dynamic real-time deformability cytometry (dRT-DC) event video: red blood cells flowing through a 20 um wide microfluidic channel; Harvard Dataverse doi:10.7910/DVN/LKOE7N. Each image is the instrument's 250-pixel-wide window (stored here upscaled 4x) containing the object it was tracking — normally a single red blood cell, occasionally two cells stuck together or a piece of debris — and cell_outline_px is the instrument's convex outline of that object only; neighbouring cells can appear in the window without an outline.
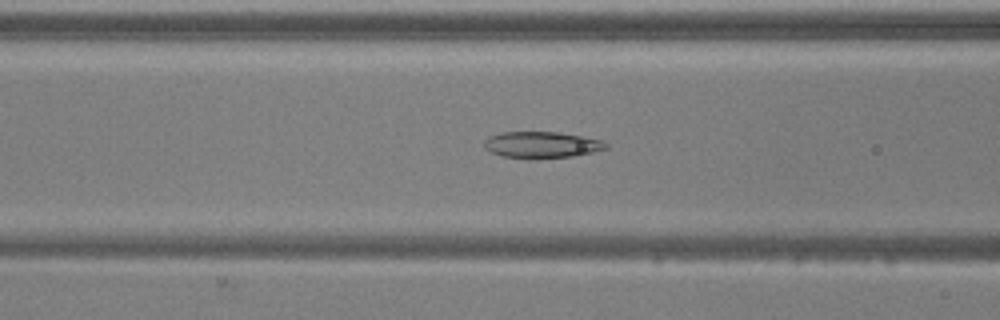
{"species": "common noctule bat (a hibernating species)", "species_latin": "Nyctalus noctula", "temperature_condition": "warm", "stored_images_in_passage": 34, "camera_frame_rate_fps": 3000, "um_per_image_px": 0.085, "animal": {"sex": "male", "body_mass_g": 20.5, "forearm_length_mm": 52.5}, "frame": {"image": 1, "passage_image": 7, "time_ms": 2.0, "image_size_px": [1000, 320], "cell_outline_px": [[608, 148], [592, 152], [572, 156], [504, 156], [492, 152], [484, 148], [484, 140], [488, 136], [500, 132], [556, 132], [584, 136], [600, 140], [608, 144]], "centroid_in_image_um": [46.04, 12.26], "position_along_channel_um": 120.6, "area_um2": 17.98}}
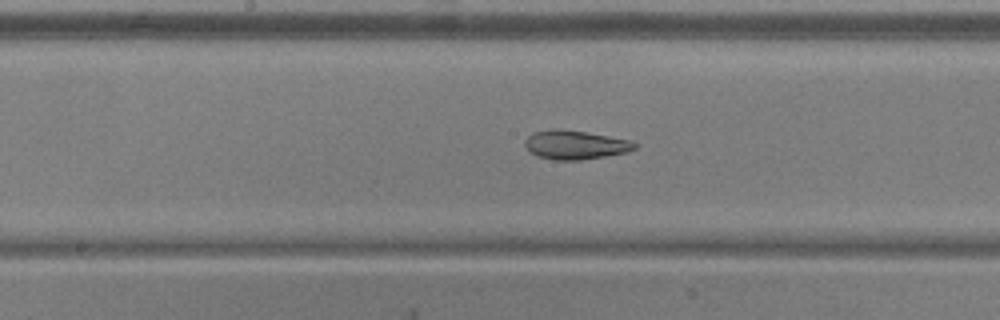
{"frame": {"image": 2, "passage_image": 13, "time_ms": 4.0, "image_size_px": [1000, 320], "cell_outline_px": [[640, 144], [636, 148], [628, 152], [580, 160], [556, 160], [536, 156], [524, 144], [524, 140], [532, 132], [552, 128], [556, 128], [584, 132], [632, 140]], "centroid_in_image_um": [48.91, 12.3], "position_along_channel_um": 199.3, "area_um2": 18.55}}
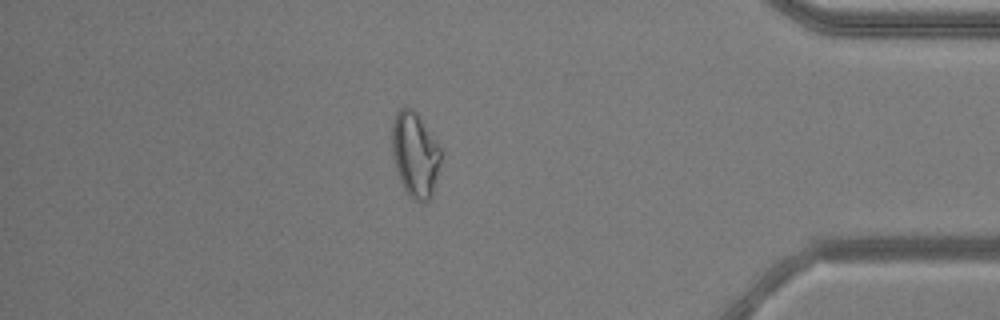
{"frame": {"image": 3, "passage_image": 31, "time_ms": 10.0, "image_size_px": [1000, 320], "cell_outline_px": [[440, 164], [432, 196], [424, 204], [420, 204], [412, 200], [408, 196], [400, 180], [392, 156], [392, 124], [396, 112], [400, 108], [412, 108], [416, 112], [440, 144]], "centroid_in_image_um": [35.28, 13.17], "position_along_channel_um": 399.9, "area_um2": 24.51}, "authors_computed_cell_mechanics": {"area_um2": 18.6983, "velocity_mm_per_s": 3.9248, "shape_relaxation_time_tau1_ms": 6.3061, "shape_relaxation_time_tau2_ms": 2.641, "deformation_change_tau1": 0.1969, "deformation_change_tau2": 0.1051}}